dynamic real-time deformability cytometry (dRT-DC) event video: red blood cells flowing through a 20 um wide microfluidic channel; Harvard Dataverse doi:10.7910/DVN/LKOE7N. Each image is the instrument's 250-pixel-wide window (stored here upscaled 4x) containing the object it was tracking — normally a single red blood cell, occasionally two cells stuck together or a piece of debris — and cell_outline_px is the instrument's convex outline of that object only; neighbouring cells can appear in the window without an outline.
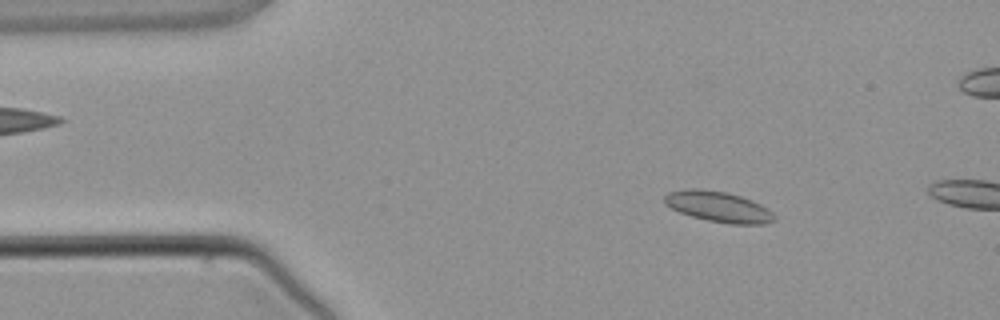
{"species": "common noctule bat (a hibernating species)", "species_latin": "Nyctalus noctula", "temperature_condition": "warm", "stored_images_in_passage": 3, "camera_frame_rate_fps": 3000, "um_per_image_px": 0.085, "animal": {"sex": "male", "body_mass_g": 21.5, "forearm_length_mm": 52.0}, "frame": {"image": 1, "passage_image": 1, "time_ms": 0.0, "image_size_px": [1000, 320], "cell_outline_px": [[776, 220], [764, 224], [732, 224], [708, 220], [692, 216], [680, 212], [664, 204], [664, 196], [668, 192], [688, 188], [700, 188], [728, 192], [752, 200], [768, 208], [776, 216]], "centroid_in_image_um": [61.08, 17.56], "position_along_channel_um": 23.9, "area_um2": 19.71}}